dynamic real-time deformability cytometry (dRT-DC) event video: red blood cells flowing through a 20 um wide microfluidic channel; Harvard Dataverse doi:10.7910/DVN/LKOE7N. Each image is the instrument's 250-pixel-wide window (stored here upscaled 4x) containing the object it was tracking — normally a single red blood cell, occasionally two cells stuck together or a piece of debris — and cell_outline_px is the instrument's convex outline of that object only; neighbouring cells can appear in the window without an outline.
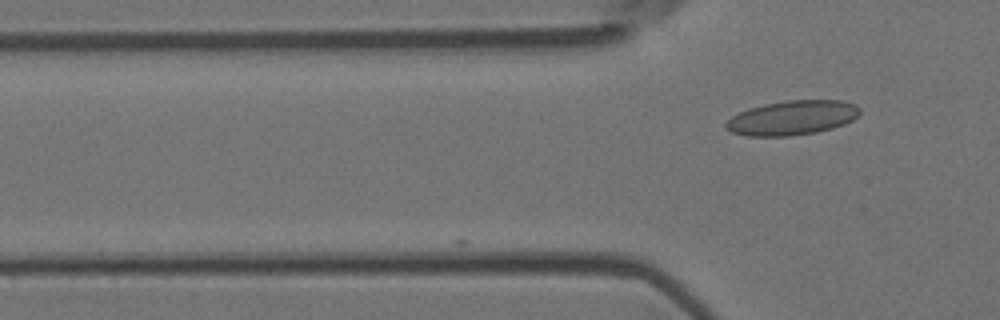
{"species": "Egyptian fruit bat (a non-hibernating species)", "species_latin": "Rousettus aegyptiacus", "temperature_condition": "room temperature", "stored_images_in_passage": 4, "camera_frame_rate_fps": 3000, "um_per_image_px": 0.085, "animal": {"sex": "female"}, "frame": {"image": 1, "passage_image": 4, "time_ms": 1.0, "image_size_px": [1000, 320], "cell_outline_px": [[860, 112], [852, 120], [844, 124], [832, 128], [816, 132], [788, 136], [748, 136], [732, 132], [724, 124], [732, 116], [748, 108], [764, 104], [788, 100], [844, 100], [856, 104], [860, 108]], "centroid_in_image_um": [67.36, 10.0], "position_along_channel_um": 58.4, "area_um2": 26.82}}